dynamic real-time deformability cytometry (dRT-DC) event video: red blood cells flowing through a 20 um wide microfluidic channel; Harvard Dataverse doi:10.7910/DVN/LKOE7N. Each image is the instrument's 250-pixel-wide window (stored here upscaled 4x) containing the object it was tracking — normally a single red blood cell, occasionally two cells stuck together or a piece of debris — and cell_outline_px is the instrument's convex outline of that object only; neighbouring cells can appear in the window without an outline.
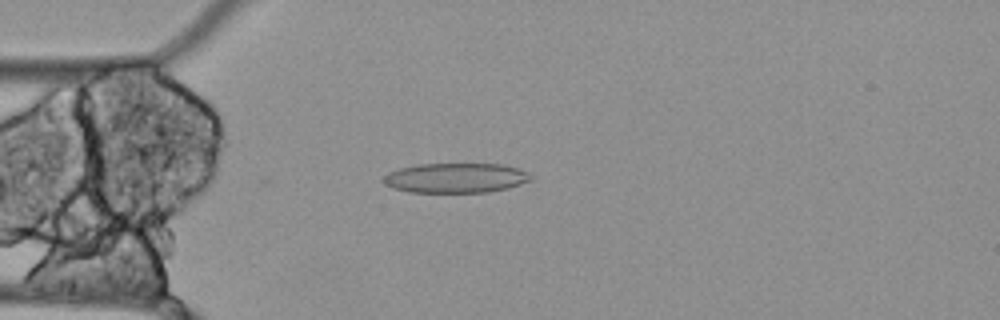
{"species": "Egyptian fruit bat (a non-hibernating species)", "species_latin": "Rousettus aegyptiacus", "temperature_condition": "cold", "stored_images_in_passage": 56, "camera_frame_rate_fps": 3000, "um_per_image_px": 0.085, "animal": {"sex": "female"}, "frame": {"image": 1, "passage_image": 14, "time_ms": 4.333, "image_size_px": [1000, 320], "cell_outline_px": [[536, 176], [532, 180], [508, 188], [488, 192], [408, 192], [384, 184], [384, 176], [388, 172], [400, 168], [416, 164], [504, 164], [528, 172]], "centroid_in_image_um": [38.78, 15.12], "position_along_channel_um": 46.2, "area_um2": 25.66}}
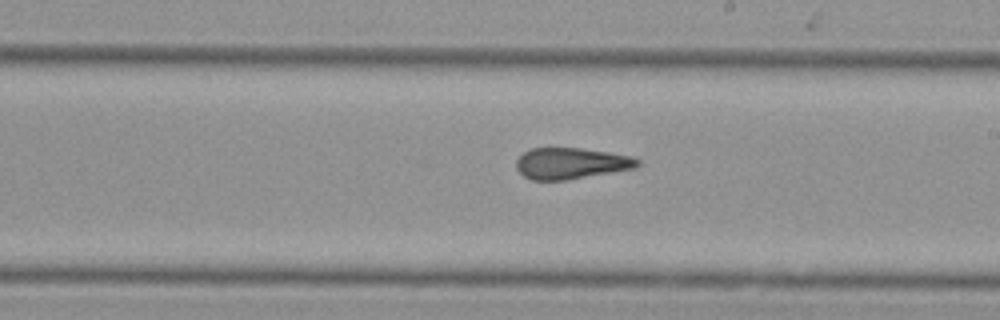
{"frame": {"image": 2, "passage_image": 31, "time_ms": 10.0, "image_size_px": [1000, 320], "cell_outline_px": [[640, 164], [636, 168], [568, 180], [532, 180], [524, 176], [516, 168], [516, 160], [524, 152], [532, 148], [580, 148], [608, 152], [632, 156], [640, 160]], "centroid_in_image_um": [48.56, 13.89], "position_along_channel_um": 240.4, "area_um2": 22.14}}
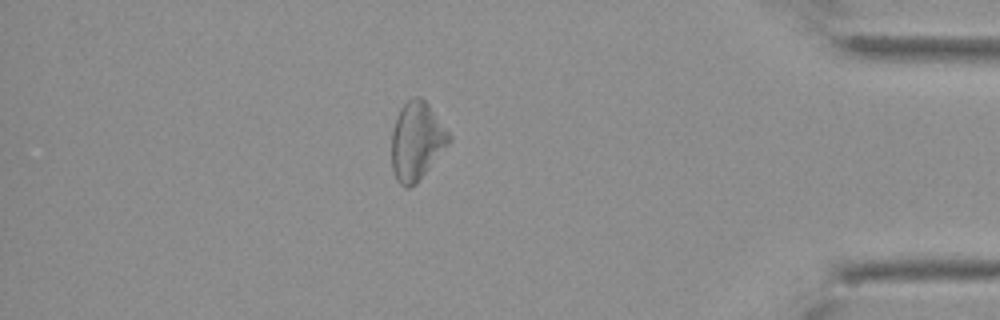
{"frame": {"image": 3, "passage_image": 48, "time_ms": 15.667, "image_size_px": [1000, 320], "cell_outline_px": [[452, 140], [416, 184], [408, 188], [404, 188], [396, 180], [392, 168], [392, 132], [396, 116], [400, 108], [412, 96], [420, 96], [428, 104], [452, 136]], "centroid_in_image_um": [35.41, 11.99], "position_along_channel_um": 399.8, "area_um2": 26.18}, "authors_computed_cell_mechanics": {"area_um2": 25.9233, "velocity_mm_per_s": 3.4606, "shape_relaxation_time_tau1_ms": 2.9923, "shape_relaxation_time_tau2_ms": 2.5884, "deformation_change_tau1": 0.0489, "deformation_change_tau2": 0.1385}}